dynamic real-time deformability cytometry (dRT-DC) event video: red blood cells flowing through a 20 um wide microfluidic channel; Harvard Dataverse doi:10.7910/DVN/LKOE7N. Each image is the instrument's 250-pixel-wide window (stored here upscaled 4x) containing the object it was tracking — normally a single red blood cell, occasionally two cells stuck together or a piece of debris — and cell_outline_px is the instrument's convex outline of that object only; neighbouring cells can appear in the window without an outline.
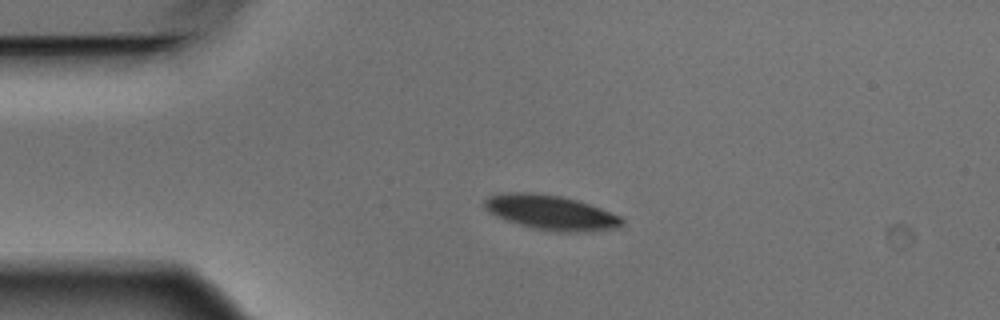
{"species": "Egyptian fruit bat (a non-hibernating species)", "species_latin": "Rousettus aegyptiacus", "temperature_condition": "warm", "stored_images_in_passage": 3, "camera_frame_rate_fps": 3000, "um_per_image_px": 0.085, "animal": {"sex": "male"}, "frame": {"image": 1, "passage_image": 2, "time_ms": 0.333, "image_size_px": [1000, 320], "cell_outline_px": [[624, 224], [616, 228], [592, 232], [556, 232], [532, 228], [496, 216], [488, 212], [484, 208], [484, 200], [488, 196], [504, 192], [532, 192], [560, 196], [576, 200], [600, 208], [620, 216], [624, 220]], "centroid_in_image_um": [46.82, 18.07], "position_along_channel_um": 38.2, "area_um2": 27.92}}